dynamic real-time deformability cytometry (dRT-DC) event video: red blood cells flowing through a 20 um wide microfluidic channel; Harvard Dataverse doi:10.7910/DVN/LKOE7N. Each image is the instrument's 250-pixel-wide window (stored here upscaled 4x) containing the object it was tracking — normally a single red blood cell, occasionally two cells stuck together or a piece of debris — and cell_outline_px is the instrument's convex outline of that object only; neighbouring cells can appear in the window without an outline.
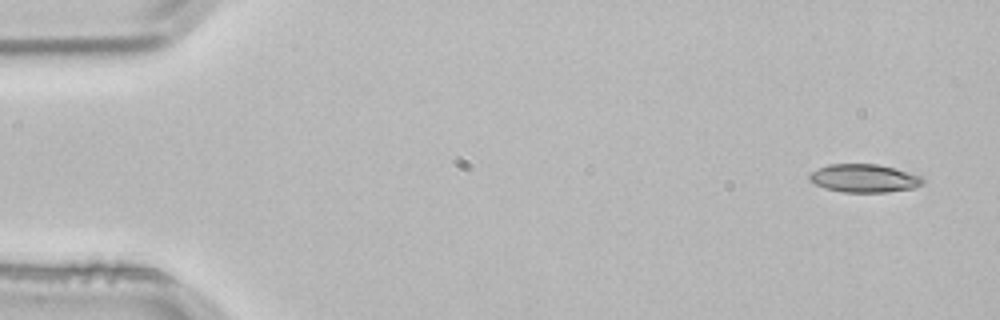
{"species": "common noctule bat (a hibernating species)", "species_latin": "Nyctalus noctula", "temperature_condition": "room temperature", "stored_images_in_passage": 3, "camera_frame_rate_fps": 3000, "um_per_image_px": 0.085, "animal": {"sex": "male", "body_mass_g": 21.5, "forearm_length_mm": 52.0}, "frame": {"image": 1, "passage_image": 1, "time_ms": 0.0, "image_size_px": [1000, 320], "cell_outline_px": [[924, 184], [912, 188], [884, 192], [844, 192], [824, 188], [808, 180], [808, 176], [812, 172], [828, 164], [876, 164], [892, 168], [920, 176], [924, 180]], "centroid_in_image_um": [73.42, 15.16], "position_along_channel_um": 11.6, "area_um2": 18.32}}
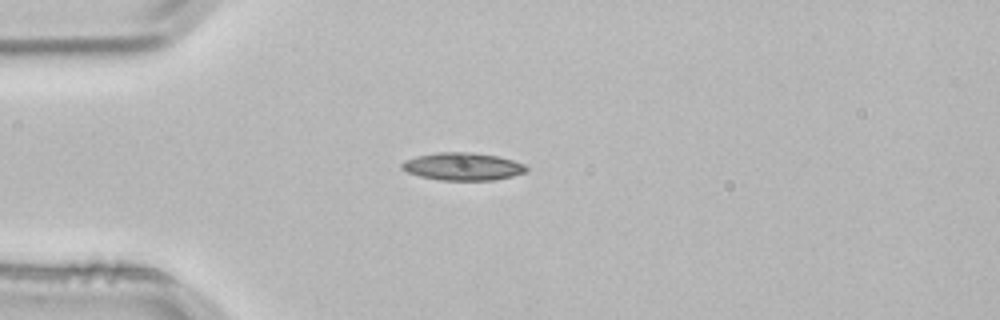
{"frame": {"image": 2, "passage_image": 3, "time_ms": 0.667, "image_size_px": [1000, 320], "cell_outline_px": [[528, 168], [524, 172], [512, 176], [492, 180], [440, 180], [420, 176], [408, 172], [400, 168], [400, 164], [416, 156], [440, 152], [472, 152], [500, 156], [524, 164]], "centroid_in_image_um": [39.33, 14.15], "position_along_channel_um": 45.7, "area_um2": 19.94}}